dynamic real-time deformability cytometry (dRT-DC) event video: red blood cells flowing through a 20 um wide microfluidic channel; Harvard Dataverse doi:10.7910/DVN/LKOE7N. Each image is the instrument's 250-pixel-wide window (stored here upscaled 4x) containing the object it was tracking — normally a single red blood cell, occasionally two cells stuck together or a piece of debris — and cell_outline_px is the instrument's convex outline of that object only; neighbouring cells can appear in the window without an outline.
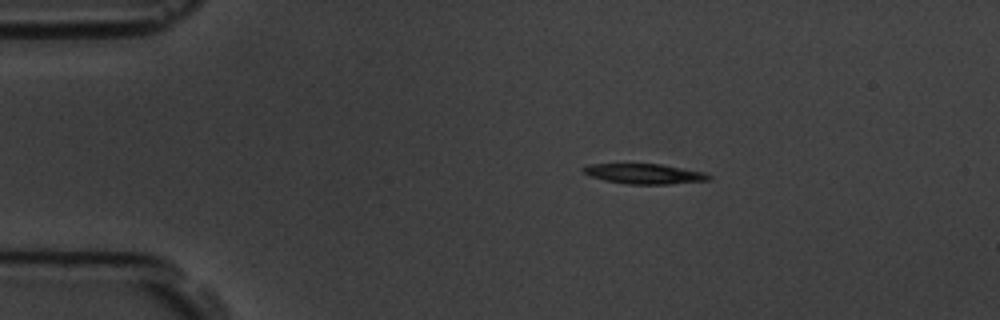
{"species": "common noctule bat (a hibernating species)", "species_latin": "Nyctalus noctula", "temperature_condition": "room temperature", "stored_images_in_passage": 10, "camera_frame_rate_fps": 3000, "um_per_image_px": 0.085, "animal": {"sex": "male", "body_mass_g": 19.5, "forearm_length_mm": 54.6}, "frame": {"image": 1, "passage_image": 2, "time_ms": 1.0, "image_size_px": [1000, 320], "cell_outline_px": [[712, 180], [668, 184], [628, 184], [604, 180], [592, 176], [584, 172], [580, 168], [588, 164], [660, 164], [704, 172], [712, 176]], "centroid_in_image_um": [54.8, 14.77], "position_along_channel_um": 30.2, "area_um2": 14.62}}
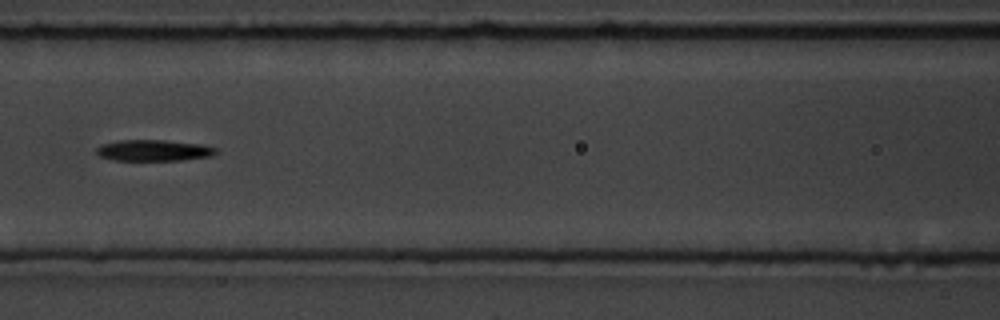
{"frame": {"image": 2, "passage_image": 6, "time_ms": 5.667, "image_size_px": [1000, 320], "cell_outline_px": [[220, 152], [212, 156], [184, 160], [112, 160], [100, 156], [96, 152], [96, 148], [100, 144], [120, 140], [164, 140], [204, 144], [216, 148]], "centroid_in_image_um": [13.11, 12.78], "position_along_channel_um": 153.5, "area_um2": 14.97}}
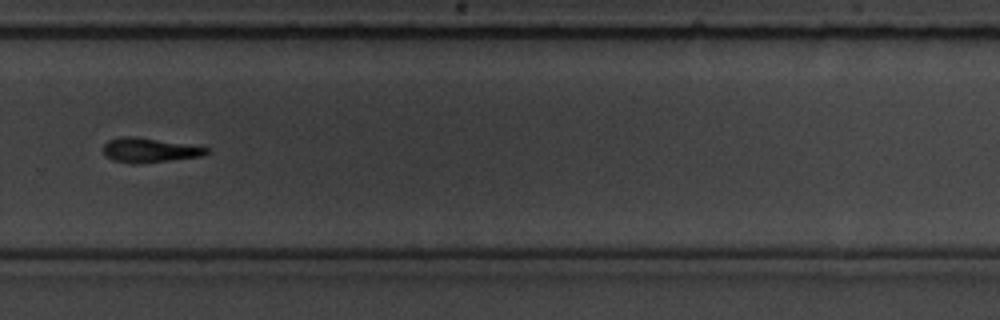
{"frame": {"image": 3, "passage_image": 10, "time_ms": 10.0, "image_size_px": [1000, 320], "cell_outline_px": [[212, 152], [200, 156], [140, 164], [132, 164], [112, 160], [104, 156], [104, 144], [108, 140], [120, 136], [136, 136], [212, 148]], "centroid_in_image_um": [12.7, 12.76], "position_along_channel_um": 317.1, "area_um2": 14.97}}